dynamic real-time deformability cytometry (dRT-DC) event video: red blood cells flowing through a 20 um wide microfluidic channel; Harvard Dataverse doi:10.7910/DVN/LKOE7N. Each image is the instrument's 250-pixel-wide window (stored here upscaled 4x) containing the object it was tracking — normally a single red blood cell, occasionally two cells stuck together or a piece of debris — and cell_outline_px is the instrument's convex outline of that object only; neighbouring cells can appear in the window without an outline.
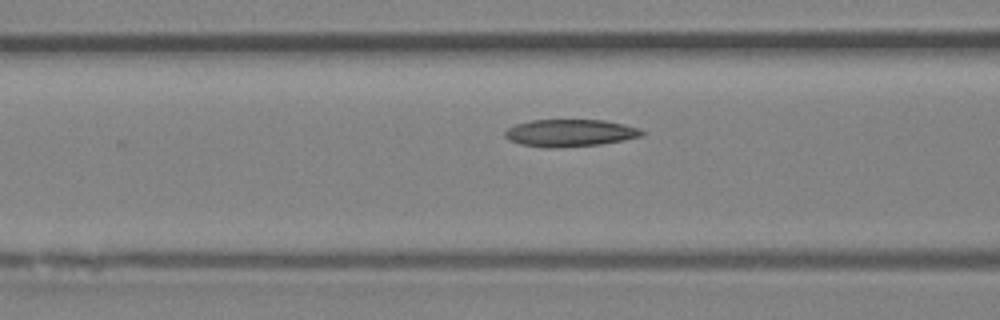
{"species": "Egyptian fruit bat (a non-hibernating species)", "species_latin": "Rousettus aegyptiacus", "temperature_condition": "room temperature", "stored_images_in_passage": 30, "camera_frame_rate_fps": 3000, "um_per_image_px": 0.085, "animal": {"sex": "female"}, "frame": {"image": 1, "passage_image": 11, "time_ms": 3.333, "image_size_px": [1000, 320], "cell_outline_px": [[648, 132], [644, 136], [624, 140], [600, 144], [556, 148], [548, 148], [520, 144], [508, 140], [504, 136], [504, 132], [508, 128], [516, 124], [532, 120], [604, 120], [624, 124], [640, 128]], "centroid_in_image_um": [48.49, 11.3], "position_along_channel_um": 118.1, "area_um2": 21.96}}
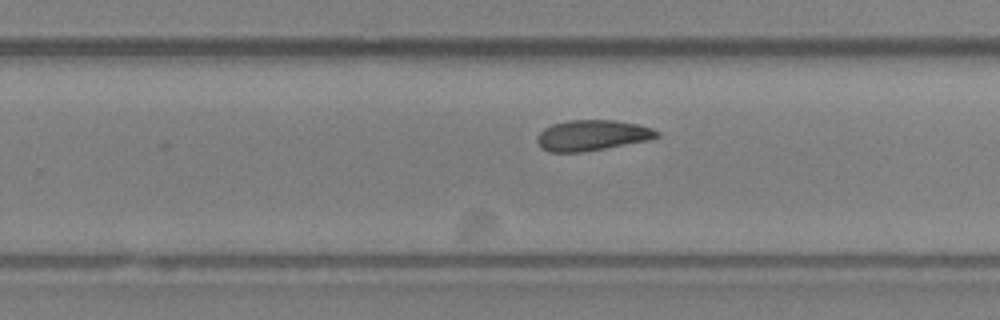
{"frame": {"image": 2, "passage_image": 22, "time_ms": 7.0, "image_size_px": [1000, 320], "cell_outline_px": [[660, 136], [648, 140], [604, 148], [580, 152], [548, 152], [540, 148], [536, 140], [536, 136], [544, 128], [552, 124], [568, 120], [616, 120], [636, 124], [652, 128], [660, 132]], "centroid_in_image_um": [50.29, 11.5], "position_along_channel_um": 279.5, "area_um2": 21.39}}
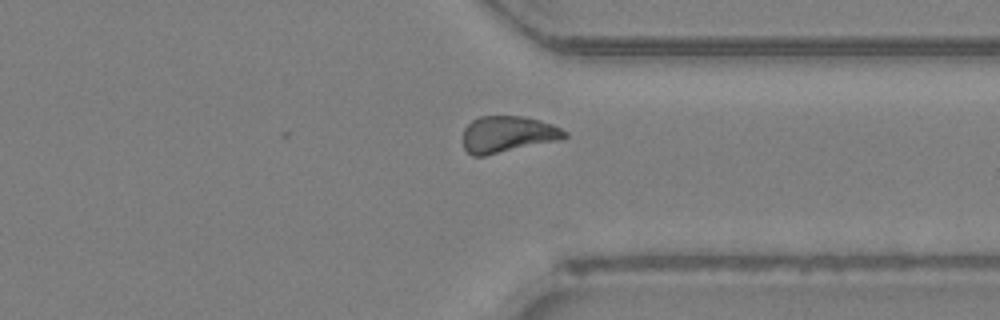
{"frame": {"image": 3, "passage_image": 28, "time_ms": 9.0, "image_size_px": [1000, 320], "cell_outline_px": [[568, 136], [560, 140], [484, 156], [472, 156], [464, 148], [464, 128], [472, 120], [480, 116], [524, 116], [540, 120], [552, 124], [568, 132]], "centroid_in_image_um": [43.17, 11.41], "position_along_channel_um": 368.2, "area_um2": 21.68}}